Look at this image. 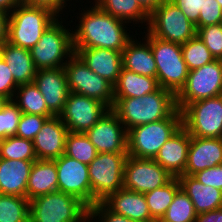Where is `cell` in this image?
I'll use <instances>...</instances> for the list:
<instances>
[{
	"instance_id": "cell-28",
	"label": "cell",
	"mask_w": 222,
	"mask_h": 222,
	"mask_svg": "<svg viewBox=\"0 0 222 222\" xmlns=\"http://www.w3.org/2000/svg\"><path fill=\"white\" fill-rule=\"evenodd\" d=\"M159 88L156 78L136 74L121 69L117 82L114 84L115 98H134L153 93Z\"/></svg>"
},
{
	"instance_id": "cell-8",
	"label": "cell",
	"mask_w": 222,
	"mask_h": 222,
	"mask_svg": "<svg viewBox=\"0 0 222 222\" xmlns=\"http://www.w3.org/2000/svg\"><path fill=\"white\" fill-rule=\"evenodd\" d=\"M128 153H97L88 165L91 207L123 188L124 163Z\"/></svg>"
},
{
	"instance_id": "cell-41",
	"label": "cell",
	"mask_w": 222,
	"mask_h": 222,
	"mask_svg": "<svg viewBox=\"0 0 222 222\" xmlns=\"http://www.w3.org/2000/svg\"><path fill=\"white\" fill-rule=\"evenodd\" d=\"M18 86L8 65L0 56V95L6 97L10 101L15 96V91Z\"/></svg>"
},
{
	"instance_id": "cell-25",
	"label": "cell",
	"mask_w": 222,
	"mask_h": 222,
	"mask_svg": "<svg viewBox=\"0 0 222 222\" xmlns=\"http://www.w3.org/2000/svg\"><path fill=\"white\" fill-rule=\"evenodd\" d=\"M181 188L191 199L196 214L222 207V190L199 182L192 175H180Z\"/></svg>"
},
{
	"instance_id": "cell-49",
	"label": "cell",
	"mask_w": 222,
	"mask_h": 222,
	"mask_svg": "<svg viewBox=\"0 0 222 222\" xmlns=\"http://www.w3.org/2000/svg\"><path fill=\"white\" fill-rule=\"evenodd\" d=\"M20 3L21 0H0V11L10 14Z\"/></svg>"
},
{
	"instance_id": "cell-50",
	"label": "cell",
	"mask_w": 222,
	"mask_h": 222,
	"mask_svg": "<svg viewBox=\"0 0 222 222\" xmlns=\"http://www.w3.org/2000/svg\"><path fill=\"white\" fill-rule=\"evenodd\" d=\"M8 101L9 100L6 97H3V96L0 95V111L3 109V107L6 105V103Z\"/></svg>"
},
{
	"instance_id": "cell-38",
	"label": "cell",
	"mask_w": 222,
	"mask_h": 222,
	"mask_svg": "<svg viewBox=\"0 0 222 222\" xmlns=\"http://www.w3.org/2000/svg\"><path fill=\"white\" fill-rule=\"evenodd\" d=\"M197 36L215 59L222 60V23L200 27L197 30Z\"/></svg>"
},
{
	"instance_id": "cell-32",
	"label": "cell",
	"mask_w": 222,
	"mask_h": 222,
	"mask_svg": "<svg viewBox=\"0 0 222 222\" xmlns=\"http://www.w3.org/2000/svg\"><path fill=\"white\" fill-rule=\"evenodd\" d=\"M29 209L26 197L0 194V222H29Z\"/></svg>"
},
{
	"instance_id": "cell-46",
	"label": "cell",
	"mask_w": 222,
	"mask_h": 222,
	"mask_svg": "<svg viewBox=\"0 0 222 222\" xmlns=\"http://www.w3.org/2000/svg\"><path fill=\"white\" fill-rule=\"evenodd\" d=\"M194 222H222V207L206 213L197 214Z\"/></svg>"
},
{
	"instance_id": "cell-24",
	"label": "cell",
	"mask_w": 222,
	"mask_h": 222,
	"mask_svg": "<svg viewBox=\"0 0 222 222\" xmlns=\"http://www.w3.org/2000/svg\"><path fill=\"white\" fill-rule=\"evenodd\" d=\"M143 40L145 42L135 40L133 36L127 42L122 51V68L139 75L157 79V65L150 43L144 37Z\"/></svg>"
},
{
	"instance_id": "cell-52",
	"label": "cell",
	"mask_w": 222,
	"mask_h": 222,
	"mask_svg": "<svg viewBox=\"0 0 222 222\" xmlns=\"http://www.w3.org/2000/svg\"><path fill=\"white\" fill-rule=\"evenodd\" d=\"M216 1L220 4V6L222 8V0H216Z\"/></svg>"
},
{
	"instance_id": "cell-36",
	"label": "cell",
	"mask_w": 222,
	"mask_h": 222,
	"mask_svg": "<svg viewBox=\"0 0 222 222\" xmlns=\"http://www.w3.org/2000/svg\"><path fill=\"white\" fill-rule=\"evenodd\" d=\"M182 55L189 71L202 67L216 60L204 42L196 35L181 44Z\"/></svg>"
},
{
	"instance_id": "cell-14",
	"label": "cell",
	"mask_w": 222,
	"mask_h": 222,
	"mask_svg": "<svg viewBox=\"0 0 222 222\" xmlns=\"http://www.w3.org/2000/svg\"><path fill=\"white\" fill-rule=\"evenodd\" d=\"M108 110L97 99L69 92L64 110L59 116L69 132L86 133Z\"/></svg>"
},
{
	"instance_id": "cell-33",
	"label": "cell",
	"mask_w": 222,
	"mask_h": 222,
	"mask_svg": "<svg viewBox=\"0 0 222 222\" xmlns=\"http://www.w3.org/2000/svg\"><path fill=\"white\" fill-rule=\"evenodd\" d=\"M196 216L197 214L191 199L180 188L174 195L165 214L158 222H194Z\"/></svg>"
},
{
	"instance_id": "cell-34",
	"label": "cell",
	"mask_w": 222,
	"mask_h": 222,
	"mask_svg": "<svg viewBox=\"0 0 222 222\" xmlns=\"http://www.w3.org/2000/svg\"><path fill=\"white\" fill-rule=\"evenodd\" d=\"M65 155L89 165L96 157L97 151L85 133L68 132Z\"/></svg>"
},
{
	"instance_id": "cell-10",
	"label": "cell",
	"mask_w": 222,
	"mask_h": 222,
	"mask_svg": "<svg viewBox=\"0 0 222 222\" xmlns=\"http://www.w3.org/2000/svg\"><path fill=\"white\" fill-rule=\"evenodd\" d=\"M147 31L159 39L184 44L197 35V29L170 0H165L150 16Z\"/></svg>"
},
{
	"instance_id": "cell-40",
	"label": "cell",
	"mask_w": 222,
	"mask_h": 222,
	"mask_svg": "<svg viewBox=\"0 0 222 222\" xmlns=\"http://www.w3.org/2000/svg\"><path fill=\"white\" fill-rule=\"evenodd\" d=\"M219 23H222V8L220 4L216 0H204L198 23L195 25L196 29L198 30L200 27Z\"/></svg>"
},
{
	"instance_id": "cell-39",
	"label": "cell",
	"mask_w": 222,
	"mask_h": 222,
	"mask_svg": "<svg viewBox=\"0 0 222 222\" xmlns=\"http://www.w3.org/2000/svg\"><path fill=\"white\" fill-rule=\"evenodd\" d=\"M48 118L50 117L22 113L15 136L33 141Z\"/></svg>"
},
{
	"instance_id": "cell-27",
	"label": "cell",
	"mask_w": 222,
	"mask_h": 222,
	"mask_svg": "<svg viewBox=\"0 0 222 222\" xmlns=\"http://www.w3.org/2000/svg\"><path fill=\"white\" fill-rule=\"evenodd\" d=\"M0 56L8 65L18 85L34 82L37 70L34 66L30 50L6 42L0 47Z\"/></svg>"
},
{
	"instance_id": "cell-48",
	"label": "cell",
	"mask_w": 222,
	"mask_h": 222,
	"mask_svg": "<svg viewBox=\"0 0 222 222\" xmlns=\"http://www.w3.org/2000/svg\"><path fill=\"white\" fill-rule=\"evenodd\" d=\"M165 0H137L140 7L150 16Z\"/></svg>"
},
{
	"instance_id": "cell-45",
	"label": "cell",
	"mask_w": 222,
	"mask_h": 222,
	"mask_svg": "<svg viewBox=\"0 0 222 222\" xmlns=\"http://www.w3.org/2000/svg\"><path fill=\"white\" fill-rule=\"evenodd\" d=\"M67 1L69 0H21V3L30 6L47 8L60 17L62 16L60 15L62 14L61 12H63V9H65L67 6Z\"/></svg>"
},
{
	"instance_id": "cell-15",
	"label": "cell",
	"mask_w": 222,
	"mask_h": 222,
	"mask_svg": "<svg viewBox=\"0 0 222 222\" xmlns=\"http://www.w3.org/2000/svg\"><path fill=\"white\" fill-rule=\"evenodd\" d=\"M56 162L58 191L72 195L91 208V183L88 165L65 154Z\"/></svg>"
},
{
	"instance_id": "cell-2",
	"label": "cell",
	"mask_w": 222,
	"mask_h": 222,
	"mask_svg": "<svg viewBox=\"0 0 222 222\" xmlns=\"http://www.w3.org/2000/svg\"><path fill=\"white\" fill-rule=\"evenodd\" d=\"M176 109V95L161 87L142 97L115 98L112 107L127 131L138 125L163 120Z\"/></svg>"
},
{
	"instance_id": "cell-22",
	"label": "cell",
	"mask_w": 222,
	"mask_h": 222,
	"mask_svg": "<svg viewBox=\"0 0 222 222\" xmlns=\"http://www.w3.org/2000/svg\"><path fill=\"white\" fill-rule=\"evenodd\" d=\"M75 54L94 73L114 85L122 69V52L104 48H74Z\"/></svg>"
},
{
	"instance_id": "cell-51",
	"label": "cell",
	"mask_w": 222,
	"mask_h": 222,
	"mask_svg": "<svg viewBox=\"0 0 222 222\" xmlns=\"http://www.w3.org/2000/svg\"><path fill=\"white\" fill-rule=\"evenodd\" d=\"M84 222H94L89 217Z\"/></svg>"
},
{
	"instance_id": "cell-7",
	"label": "cell",
	"mask_w": 222,
	"mask_h": 222,
	"mask_svg": "<svg viewBox=\"0 0 222 222\" xmlns=\"http://www.w3.org/2000/svg\"><path fill=\"white\" fill-rule=\"evenodd\" d=\"M60 20L57 19L30 50L36 70L64 67L75 54L72 31L62 25V17Z\"/></svg>"
},
{
	"instance_id": "cell-23",
	"label": "cell",
	"mask_w": 222,
	"mask_h": 222,
	"mask_svg": "<svg viewBox=\"0 0 222 222\" xmlns=\"http://www.w3.org/2000/svg\"><path fill=\"white\" fill-rule=\"evenodd\" d=\"M34 161L0 158V194L26 197L30 170Z\"/></svg>"
},
{
	"instance_id": "cell-30",
	"label": "cell",
	"mask_w": 222,
	"mask_h": 222,
	"mask_svg": "<svg viewBox=\"0 0 222 222\" xmlns=\"http://www.w3.org/2000/svg\"><path fill=\"white\" fill-rule=\"evenodd\" d=\"M15 93L17 94H15L12 100L22 113L35 114L46 117L55 116L47 108L43 95L34 83L19 85Z\"/></svg>"
},
{
	"instance_id": "cell-16",
	"label": "cell",
	"mask_w": 222,
	"mask_h": 222,
	"mask_svg": "<svg viewBox=\"0 0 222 222\" xmlns=\"http://www.w3.org/2000/svg\"><path fill=\"white\" fill-rule=\"evenodd\" d=\"M85 134L97 153H127V130L112 109Z\"/></svg>"
},
{
	"instance_id": "cell-31",
	"label": "cell",
	"mask_w": 222,
	"mask_h": 222,
	"mask_svg": "<svg viewBox=\"0 0 222 222\" xmlns=\"http://www.w3.org/2000/svg\"><path fill=\"white\" fill-rule=\"evenodd\" d=\"M181 188L178 177L162 187H158L144 194L151 217L158 222L171 204L174 195Z\"/></svg>"
},
{
	"instance_id": "cell-44",
	"label": "cell",
	"mask_w": 222,
	"mask_h": 222,
	"mask_svg": "<svg viewBox=\"0 0 222 222\" xmlns=\"http://www.w3.org/2000/svg\"><path fill=\"white\" fill-rule=\"evenodd\" d=\"M193 23H198L200 10L203 9L204 0H170Z\"/></svg>"
},
{
	"instance_id": "cell-20",
	"label": "cell",
	"mask_w": 222,
	"mask_h": 222,
	"mask_svg": "<svg viewBox=\"0 0 222 222\" xmlns=\"http://www.w3.org/2000/svg\"><path fill=\"white\" fill-rule=\"evenodd\" d=\"M191 136L181 126L161 147L154 160L173 177L184 174Z\"/></svg>"
},
{
	"instance_id": "cell-35",
	"label": "cell",
	"mask_w": 222,
	"mask_h": 222,
	"mask_svg": "<svg viewBox=\"0 0 222 222\" xmlns=\"http://www.w3.org/2000/svg\"><path fill=\"white\" fill-rule=\"evenodd\" d=\"M0 158L29 161L37 160L33 141L17 136H9L2 139Z\"/></svg>"
},
{
	"instance_id": "cell-26",
	"label": "cell",
	"mask_w": 222,
	"mask_h": 222,
	"mask_svg": "<svg viewBox=\"0 0 222 222\" xmlns=\"http://www.w3.org/2000/svg\"><path fill=\"white\" fill-rule=\"evenodd\" d=\"M56 191H58L56 162L47 159L35 160L30 170L26 198L30 201Z\"/></svg>"
},
{
	"instance_id": "cell-12",
	"label": "cell",
	"mask_w": 222,
	"mask_h": 222,
	"mask_svg": "<svg viewBox=\"0 0 222 222\" xmlns=\"http://www.w3.org/2000/svg\"><path fill=\"white\" fill-rule=\"evenodd\" d=\"M222 93V60L216 59L189 71L185 85L176 94L177 109L190 103L214 98Z\"/></svg>"
},
{
	"instance_id": "cell-47",
	"label": "cell",
	"mask_w": 222,
	"mask_h": 222,
	"mask_svg": "<svg viewBox=\"0 0 222 222\" xmlns=\"http://www.w3.org/2000/svg\"><path fill=\"white\" fill-rule=\"evenodd\" d=\"M9 14L0 11V47L8 42Z\"/></svg>"
},
{
	"instance_id": "cell-43",
	"label": "cell",
	"mask_w": 222,
	"mask_h": 222,
	"mask_svg": "<svg viewBox=\"0 0 222 222\" xmlns=\"http://www.w3.org/2000/svg\"><path fill=\"white\" fill-rule=\"evenodd\" d=\"M193 177L204 185L222 190V164L195 173Z\"/></svg>"
},
{
	"instance_id": "cell-18",
	"label": "cell",
	"mask_w": 222,
	"mask_h": 222,
	"mask_svg": "<svg viewBox=\"0 0 222 222\" xmlns=\"http://www.w3.org/2000/svg\"><path fill=\"white\" fill-rule=\"evenodd\" d=\"M68 132L60 116L48 118L33 139L37 159L54 160L65 154Z\"/></svg>"
},
{
	"instance_id": "cell-29",
	"label": "cell",
	"mask_w": 222,
	"mask_h": 222,
	"mask_svg": "<svg viewBox=\"0 0 222 222\" xmlns=\"http://www.w3.org/2000/svg\"><path fill=\"white\" fill-rule=\"evenodd\" d=\"M94 4L104 12L127 23L148 25L149 15L140 7L137 0H95Z\"/></svg>"
},
{
	"instance_id": "cell-9",
	"label": "cell",
	"mask_w": 222,
	"mask_h": 222,
	"mask_svg": "<svg viewBox=\"0 0 222 222\" xmlns=\"http://www.w3.org/2000/svg\"><path fill=\"white\" fill-rule=\"evenodd\" d=\"M182 127L193 137L222 138V101L219 96L185 105Z\"/></svg>"
},
{
	"instance_id": "cell-13",
	"label": "cell",
	"mask_w": 222,
	"mask_h": 222,
	"mask_svg": "<svg viewBox=\"0 0 222 222\" xmlns=\"http://www.w3.org/2000/svg\"><path fill=\"white\" fill-rule=\"evenodd\" d=\"M174 177L154 159L127 156L124 163L123 188L147 193L170 182Z\"/></svg>"
},
{
	"instance_id": "cell-21",
	"label": "cell",
	"mask_w": 222,
	"mask_h": 222,
	"mask_svg": "<svg viewBox=\"0 0 222 222\" xmlns=\"http://www.w3.org/2000/svg\"><path fill=\"white\" fill-rule=\"evenodd\" d=\"M110 211L134 222H156L150 214L145 196L125 188L109 194L101 201Z\"/></svg>"
},
{
	"instance_id": "cell-37",
	"label": "cell",
	"mask_w": 222,
	"mask_h": 222,
	"mask_svg": "<svg viewBox=\"0 0 222 222\" xmlns=\"http://www.w3.org/2000/svg\"><path fill=\"white\" fill-rule=\"evenodd\" d=\"M22 115L18 106L10 100L0 111V138L5 139L9 136H15L20 117Z\"/></svg>"
},
{
	"instance_id": "cell-42",
	"label": "cell",
	"mask_w": 222,
	"mask_h": 222,
	"mask_svg": "<svg viewBox=\"0 0 222 222\" xmlns=\"http://www.w3.org/2000/svg\"><path fill=\"white\" fill-rule=\"evenodd\" d=\"M89 218L94 221L97 219L96 222H134L123 215L110 211L102 202H97L89 209Z\"/></svg>"
},
{
	"instance_id": "cell-4",
	"label": "cell",
	"mask_w": 222,
	"mask_h": 222,
	"mask_svg": "<svg viewBox=\"0 0 222 222\" xmlns=\"http://www.w3.org/2000/svg\"><path fill=\"white\" fill-rule=\"evenodd\" d=\"M182 126L181 111L169 117L135 126L127 131V153L136 158L154 159L160 147Z\"/></svg>"
},
{
	"instance_id": "cell-5",
	"label": "cell",
	"mask_w": 222,
	"mask_h": 222,
	"mask_svg": "<svg viewBox=\"0 0 222 222\" xmlns=\"http://www.w3.org/2000/svg\"><path fill=\"white\" fill-rule=\"evenodd\" d=\"M144 33V38L150 43L157 65L159 87L168 89L176 95L185 85L189 74V69L183 59L181 44L159 39L148 31Z\"/></svg>"
},
{
	"instance_id": "cell-6",
	"label": "cell",
	"mask_w": 222,
	"mask_h": 222,
	"mask_svg": "<svg viewBox=\"0 0 222 222\" xmlns=\"http://www.w3.org/2000/svg\"><path fill=\"white\" fill-rule=\"evenodd\" d=\"M89 208L76 197L56 191L30 200L29 222H84Z\"/></svg>"
},
{
	"instance_id": "cell-11",
	"label": "cell",
	"mask_w": 222,
	"mask_h": 222,
	"mask_svg": "<svg viewBox=\"0 0 222 222\" xmlns=\"http://www.w3.org/2000/svg\"><path fill=\"white\" fill-rule=\"evenodd\" d=\"M64 69L70 92L97 99L112 109L114 85L89 69L76 54L67 61Z\"/></svg>"
},
{
	"instance_id": "cell-17",
	"label": "cell",
	"mask_w": 222,
	"mask_h": 222,
	"mask_svg": "<svg viewBox=\"0 0 222 222\" xmlns=\"http://www.w3.org/2000/svg\"><path fill=\"white\" fill-rule=\"evenodd\" d=\"M33 83L43 95L47 108L59 116L70 92L64 67L37 70Z\"/></svg>"
},
{
	"instance_id": "cell-1",
	"label": "cell",
	"mask_w": 222,
	"mask_h": 222,
	"mask_svg": "<svg viewBox=\"0 0 222 222\" xmlns=\"http://www.w3.org/2000/svg\"><path fill=\"white\" fill-rule=\"evenodd\" d=\"M82 9L80 21L73 31V48H104L123 51L133 37L128 33L127 23L101 10L96 4ZM125 26V27H124Z\"/></svg>"
},
{
	"instance_id": "cell-3",
	"label": "cell",
	"mask_w": 222,
	"mask_h": 222,
	"mask_svg": "<svg viewBox=\"0 0 222 222\" xmlns=\"http://www.w3.org/2000/svg\"><path fill=\"white\" fill-rule=\"evenodd\" d=\"M58 18L47 8L20 3L9 14L8 42L11 45L31 50L42 34Z\"/></svg>"
},
{
	"instance_id": "cell-19",
	"label": "cell",
	"mask_w": 222,
	"mask_h": 222,
	"mask_svg": "<svg viewBox=\"0 0 222 222\" xmlns=\"http://www.w3.org/2000/svg\"><path fill=\"white\" fill-rule=\"evenodd\" d=\"M222 164V138L191 136L186 168L183 175H194Z\"/></svg>"
}]
</instances>
